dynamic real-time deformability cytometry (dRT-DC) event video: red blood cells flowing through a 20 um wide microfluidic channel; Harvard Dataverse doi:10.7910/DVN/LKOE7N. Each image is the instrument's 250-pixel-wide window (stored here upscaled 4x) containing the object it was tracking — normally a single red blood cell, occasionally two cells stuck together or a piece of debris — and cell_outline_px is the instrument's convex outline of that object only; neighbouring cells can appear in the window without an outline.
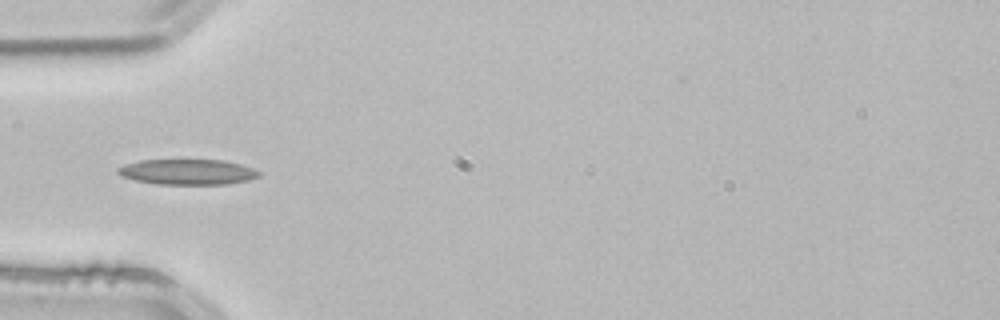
{"species": "common noctule bat (a hibernating species)", "species_latin": "Nyctalus noctula", "temperature_condition": "room temperature", "stored_images_in_passage": 3, "camera_frame_rate_fps": 3000, "um_per_image_px": 0.085, "animal": {"sex": "male", "body_mass_g": 21.5, "forearm_length_mm": 52.0}, "frame": {"image": 1, "passage_image": 3, "time_ms": 0.667, "image_size_px": [1000, 320], "cell_outline_px": [[260, 176], [248, 180], [228, 184], [156, 184], [136, 180], [120, 176], [116, 172], [116, 168], [124, 164], [140, 160], [224, 160], [240, 164], [252, 168], [260, 172]], "centroid_in_image_um": [15.91, 14.61], "position_along_channel_um": 69.1, "area_um2": 20.98}}